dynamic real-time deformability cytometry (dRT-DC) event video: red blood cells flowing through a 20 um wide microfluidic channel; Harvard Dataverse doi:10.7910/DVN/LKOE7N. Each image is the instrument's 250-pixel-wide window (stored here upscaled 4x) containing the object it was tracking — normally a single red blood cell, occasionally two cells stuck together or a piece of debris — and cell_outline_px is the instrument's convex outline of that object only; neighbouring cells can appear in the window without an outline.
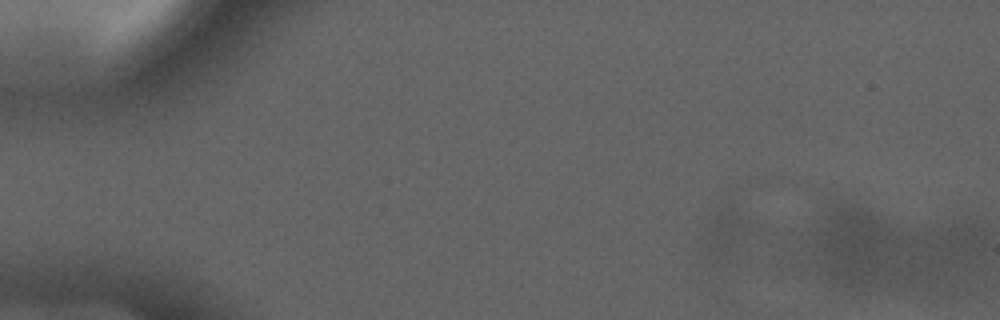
{"species": "common noctule bat (a hibernating species)", "species_latin": "Nyctalus noctula", "temperature_condition": "cold", "stored_images_in_passage": 5, "camera_frame_rate_fps": 3000, "um_per_image_px": 0.085, "animal": {"sex": "male", "forearm_length_mm": 52.5}, "frame": {"image": 1, "passage_image": 1, "time_ms": 0.0, "image_size_px": [1000, 320], "cell_outline_px": [[752, 228], [736, 264], [716, 260], [708, 256], [708, 220], [728, 200], [748, 216], [752, 224]], "centroid_in_image_um": [61.88, 19.84], "position_along_channel_um": 23.1, "area_um2": 14.45}}